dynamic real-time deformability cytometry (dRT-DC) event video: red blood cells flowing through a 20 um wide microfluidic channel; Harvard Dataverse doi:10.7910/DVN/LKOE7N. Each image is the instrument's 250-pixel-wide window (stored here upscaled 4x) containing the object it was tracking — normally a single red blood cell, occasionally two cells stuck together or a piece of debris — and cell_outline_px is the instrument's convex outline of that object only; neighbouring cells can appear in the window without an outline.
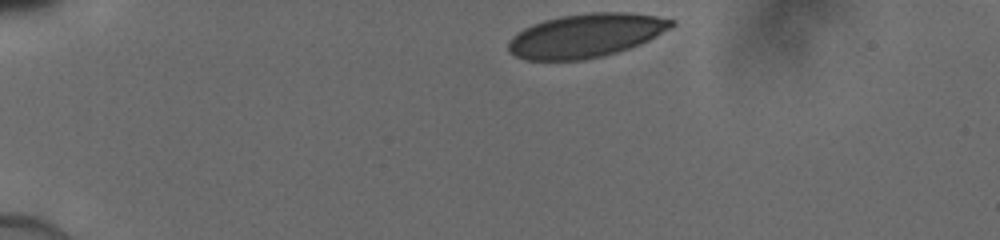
{"species": "human", "species_latin": "Homo sapiens", "temperature_condition": "cold", "stored_images_in_passage": 33, "camera_frame_rate_fps": 3000, "um_per_image_px": 0.085, "donor": {"sex": "male"}, "frame": {"image": 1, "passage_image": 1, "time_ms": 0.0, "image_size_px": [1000, 240], "cell_outline_px": [[676, 24], [656, 36], [640, 44], [604, 56], [580, 60], [524, 60], [516, 56], [508, 48], [508, 44], [512, 36], [516, 32], [532, 24], [544, 20], [560, 16], [592, 12], [624, 12], [656, 16], [672, 20]], "centroid_in_image_um": [49.77, 3.02], "position_along_channel_um": 35.2, "area_um2": 41.33}}
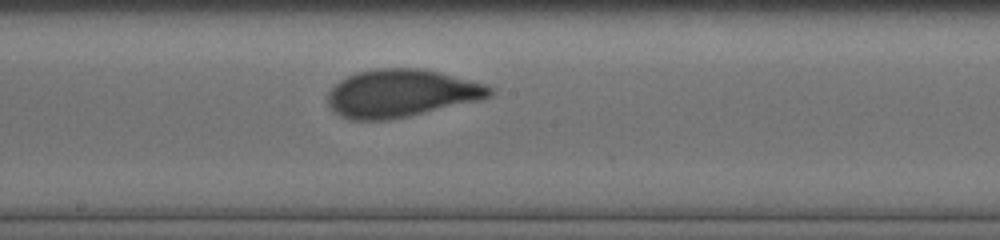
{"frame": {"image": 2, "passage_image": 19, "time_ms": 6.0, "image_size_px": [1000, 240], "cell_outline_px": [[492, 96], [480, 100], [408, 116], [388, 120], [352, 120], [340, 116], [328, 104], [328, 92], [340, 80], [356, 72], [380, 68], [424, 68], [484, 84], [492, 88]], "centroid_in_image_um": [34.09, 7.93], "position_along_channel_um": 214.1, "area_um2": 44.8}}
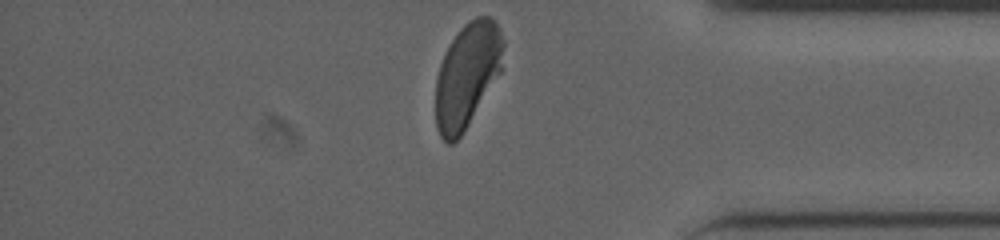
{"frame": {"image": 3, "passage_image": 33, "time_ms": 10.667, "image_size_px": [1000, 240], "cell_outline_px": [[504, 44], [500, 72], [464, 132], [452, 144], [448, 144], [440, 136], [436, 128], [436, 80], [440, 64], [452, 40], [460, 28], [468, 20], [476, 16], [488, 16], [496, 24], [504, 40]], "centroid_in_image_um": [39.7, 6.4], "position_along_channel_um": 395.5, "area_um2": 40.86}}